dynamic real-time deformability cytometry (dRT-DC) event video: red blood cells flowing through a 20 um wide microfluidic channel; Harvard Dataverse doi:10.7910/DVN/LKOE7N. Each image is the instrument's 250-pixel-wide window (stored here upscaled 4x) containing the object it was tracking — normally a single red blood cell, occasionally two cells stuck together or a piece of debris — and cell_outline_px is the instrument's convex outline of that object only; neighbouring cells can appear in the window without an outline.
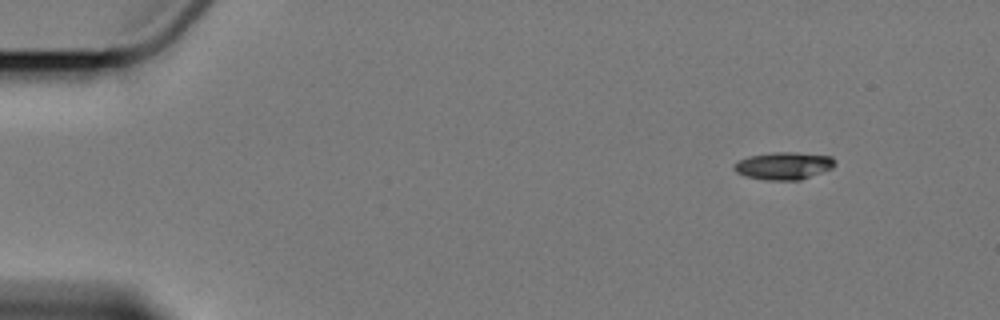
{"species": "Egyptian fruit bat (a non-hibernating species)", "species_latin": "Rousettus aegyptiacus", "temperature_condition": "cold", "stored_images_in_passage": 3, "camera_frame_rate_fps": 3000, "um_per_image_px": 0.085, "animal": {"sex": "female"}, "frame": {"image": 1, "passage_image": 1, "time_ms": 0.0, "image_size_px": [1000, 320], "cell_outline_px": [[836, 164], [832, 168], [800, 180], [764, 180], [744, 176], [736, 172], [732, 168], [740, 160], [748, 156], [772, 152], [792, 152], [832, 156], [836, 160]], "centroid_in_image_um": [66.62, 14.09], "position_along_channel_um": 18.4, "area_um2": 16.18}}